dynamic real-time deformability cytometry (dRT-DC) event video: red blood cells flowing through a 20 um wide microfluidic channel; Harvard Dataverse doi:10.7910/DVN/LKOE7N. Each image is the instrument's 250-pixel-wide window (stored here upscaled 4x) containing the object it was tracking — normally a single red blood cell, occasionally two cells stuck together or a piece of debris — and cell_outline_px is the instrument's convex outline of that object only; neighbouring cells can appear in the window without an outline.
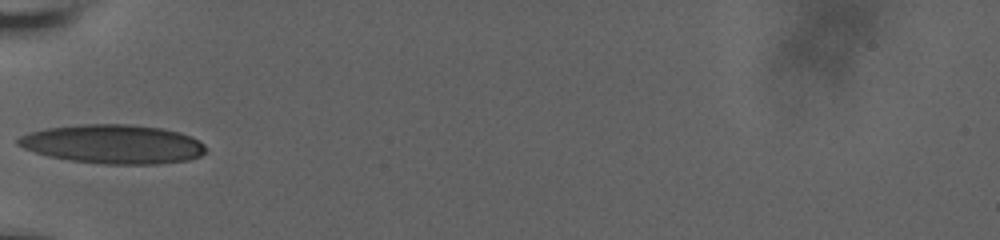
{"species": "human", "species_latin": "Homo sapiens", "temperature_condition": "room temperature", "stored_images_in_passage": 36, "camera_frame_rate_fps": 3000, "um_per_image_px": 0.085, "donor": {"sex": "male"}, "frame": {"image": 1, "passage_image": 1, "time_ms": 0.0, "image_size_px": [1000, 240], "cell_outline_px": [[204, 152], [200, 156], [188, 160], [156, 164], [104, 164], [72, 160], [48, 156], [24, 148], [16, 144], [16, 140], [20, 136], [28, 132], [48, 128], [80, 124], [128, 124], [160, 128], [180, 132], [192, 136], [200, 140], [204, 144]], "centroid_in_image_um": [9.62, 12.24], "position_along_channel_um": 75.4, "area_um2": 42.6}}
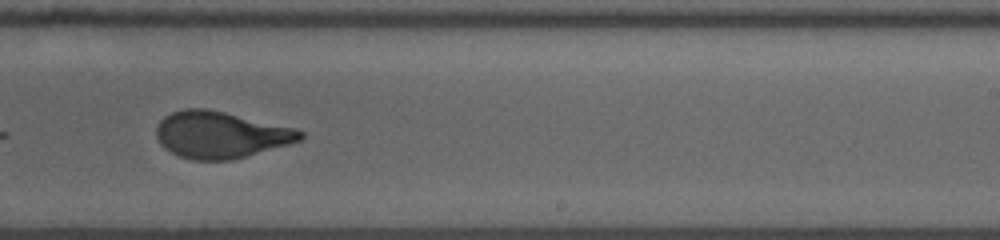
{"frame": {"image": 2, "passage_image": 17, "time_ms": 5.333, "image_size_px": [1000, 240], "cell_outline_px": [[304, 136], [300, 140], [288, 144], [232, 160], [192, 160], [180, 156], [164, 148], [160, 144], [156, 136], [156, 128], [160, 120], [164, 116], [172, 112], [184, 108], [204, 108], [224, 112], [296, 128], [304, 132]], "centroid_in_image_um": [18.72, 11.45], "position_along_channel_um": 270.3, "area_um2": 39.02}}
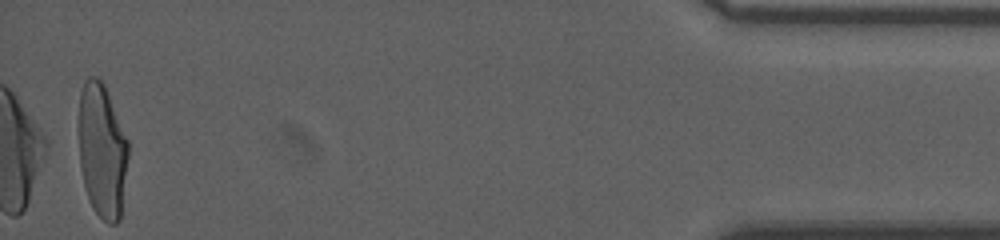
{"frame": {"image": 3, "passage_image": 36, "time_ms": 11.667, "image_size_px": [1000, 240], "cell_outline_px": [[128, 156], [120, 220], [116, 224], [108, 224], [92, 208], [84, 184], [80, 168], [80, 92], [84, 80], [88, 76], [96, 76], [104, 84], [128, 140]], "centroid_in_image_um": [8.69, 12.81], "position_along_channel_um": 426.5, "area_um2": 38.44}, "authors_computed_cell_mechanics": {"area_um2": 39.3907, "velocity_mm_per_s": 3.6717, "shape_relaxation_time_tau1_ms": 6.9645, "shape_relaxation_time_tau2_ms": 0.9125, "deformation_change_tau1": 0.2425, "deformation_change_tau2": 0.0746}}